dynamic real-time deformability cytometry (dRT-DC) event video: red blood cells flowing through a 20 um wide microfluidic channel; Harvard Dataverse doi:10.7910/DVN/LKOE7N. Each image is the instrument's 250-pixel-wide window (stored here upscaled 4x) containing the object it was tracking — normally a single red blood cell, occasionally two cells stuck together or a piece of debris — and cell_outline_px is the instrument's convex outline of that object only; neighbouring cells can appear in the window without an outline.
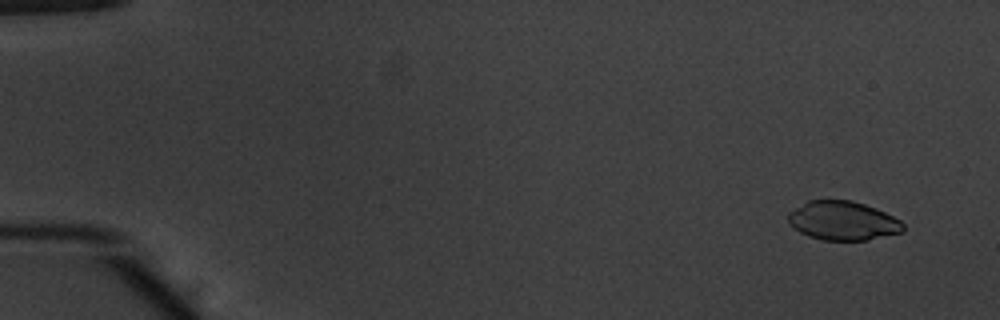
{"species": "common noctule bat (a hibernating species)", "species_latin": "Nyctalus noctula", "temperature_condition": "warm", "stored_images_in_passage": 51, "camera_frame_rate_fps": 3000, "um_per_image_px": 0.085, "animal": {"sex": "male", "body_mass_g": 20.1, "forearm_length_mm": 53.5}, "frame": {"image": 1, "passage_image": 1, "time_ms": 0.0, "image_size_px": [1000, 320], "cell_outline_px": [[904, 232], [868, 240], [824, 240], [808, 236], [800, 232], [788, 220], [788, 212], [808, 200], [852, 200], [876, 208], [900, 220], [904, 224]], "centroid_in_image_um": [71.67, 18.76], "position_along_channel_um": 13.3, "area_um2": 26.07}}
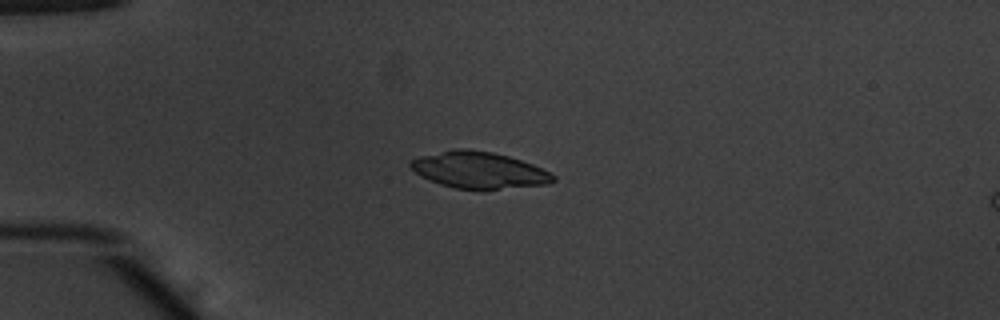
{"frame": {"image": 2, "passage_image": 12, "time_ms": 3.667, "image_size_px": [1000, 320], "cell_outline_px": [[556, 180], [548, 184], [484, 192], [456, 188], [440, 184], [420, 176], [408, 164], [412, 160], [420, 156], [456, 148], [468, 148], [492, 152], [508, 156], [532, 164], [556, 176]], "centroid_in_image_um": [40.73, 14.49], "position_along_channel_um": 44.3, "area_um2": 30.92}}
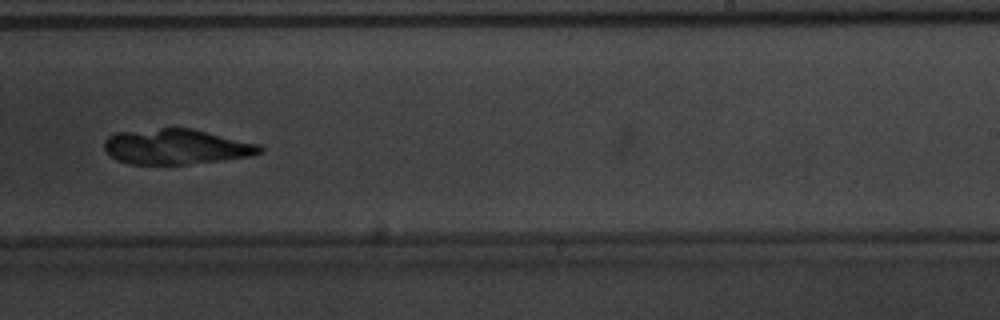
{"frame": {"image": 3, "passage_image": 32, "time_ms": 10.333, "image_size_px": [1000, 320], "cell_outline_px": [[264, 148], [260, 152], [252, 156], [224, 160], [188, 164], [128, 164], [116, 160], [104, 148], [104, 140], [108, 136], [116, 132], [160, 128], [192, 128], [260, 144]], "centroid_in_image_um": [14.98, 12.47], "position_along_channel_um": 274.0, "area_um2": 32.14}}